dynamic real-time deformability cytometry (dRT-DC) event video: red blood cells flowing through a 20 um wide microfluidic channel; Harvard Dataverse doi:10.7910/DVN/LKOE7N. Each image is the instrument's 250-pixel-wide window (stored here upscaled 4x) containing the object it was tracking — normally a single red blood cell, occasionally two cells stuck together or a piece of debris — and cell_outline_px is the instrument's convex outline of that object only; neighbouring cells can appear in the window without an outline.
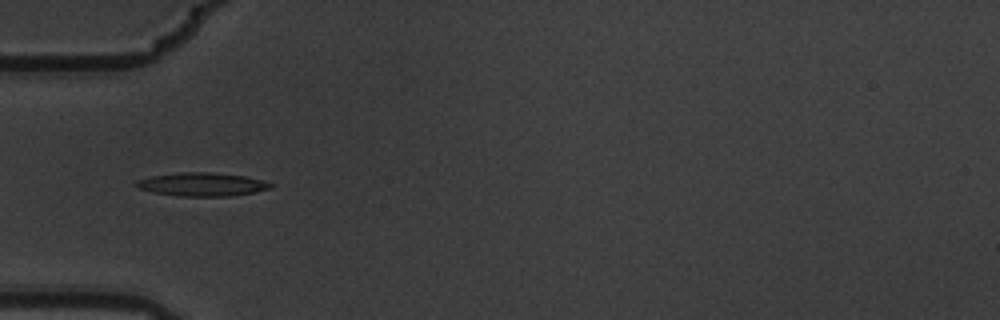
{"species": "common noctule bat (a hibernating species)", "species_latin": "Nyctalus noctula", "temperature_condition": "warm", "stored_images_in_passage": 5, "camera_frame_rate_fps": 3000, "um_per_image_px": 0.085, "animal": {"sex": "male", "body_mass_g": 19.5, "forearm_length_mm": 54.6}, "frame": {"image": 1, "passage_image": 2, "time_ms": 0.333, "image_size_px": [1000, 320], "cell_outline_px": [[276, 184], [272, 188], [256, 192], [232, 196], [176, 196], [152, 192], [140, 188], [132, 184], [136, 180], [152, 176], [180, 172], [208, 172], [244, 176], [264, 180]], "centroid_in_image_um": [17.21, 15.67], "position_along_channel_um": 67.8, "area_um2": 18.55}}
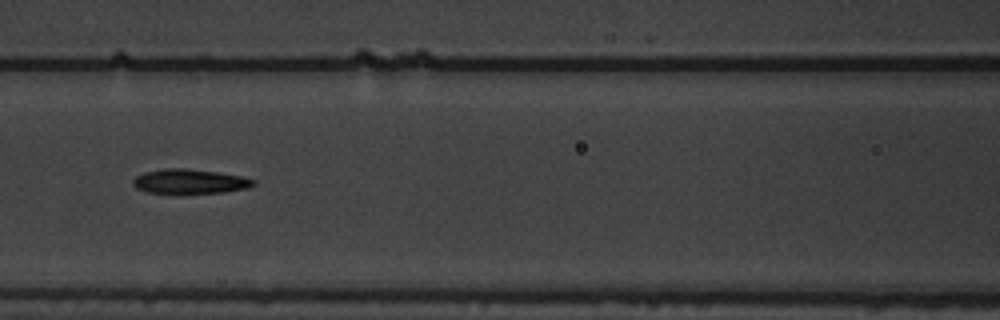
{"frame": {"image": 2, "passage_image": 4, "time_ms": 1.0, "image_size_px": [1000, 320], "cell_outline_px": [[256, 184], [248, 188], [224, 192], [148, 192], [136, 188], [132, 184], [132, 180], [136, 176], [144, 172], [164, 168], [184, 168], [216, 172], [240, 176], [256, 180]], "centroid_in_image_um": [16.12, 15.4], "position_along_channel_um": 150.5, "area_um2": 16.88}}
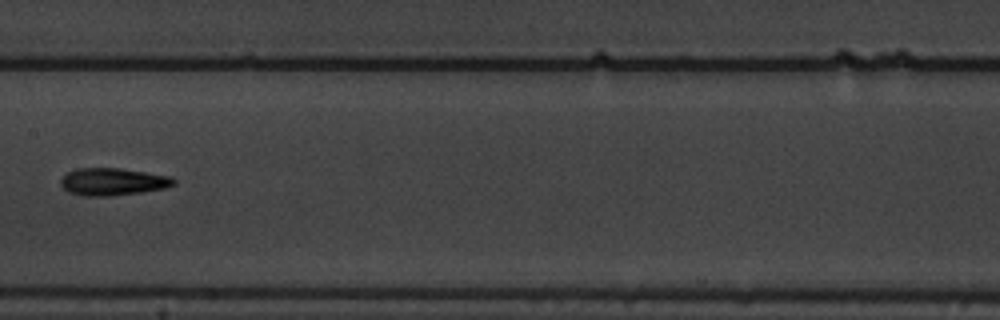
{"frame": {"image": 3, "passage_image": 5, "time_ms": 1.333, "image_size_px": [1000, 320], "cell_outline_px": [[176, 184], [164, 188], [140, 192], [108, 196], [84, 196], [68, 192], [60, 184], [60, 180], [68, 172], [76, 168], [120, 168], [168, 176], [176, 180]], "centroid_in_image_um": [9.56, 15.44], "position_along_channel_um": 197.8, "area_um2": 17.86}}